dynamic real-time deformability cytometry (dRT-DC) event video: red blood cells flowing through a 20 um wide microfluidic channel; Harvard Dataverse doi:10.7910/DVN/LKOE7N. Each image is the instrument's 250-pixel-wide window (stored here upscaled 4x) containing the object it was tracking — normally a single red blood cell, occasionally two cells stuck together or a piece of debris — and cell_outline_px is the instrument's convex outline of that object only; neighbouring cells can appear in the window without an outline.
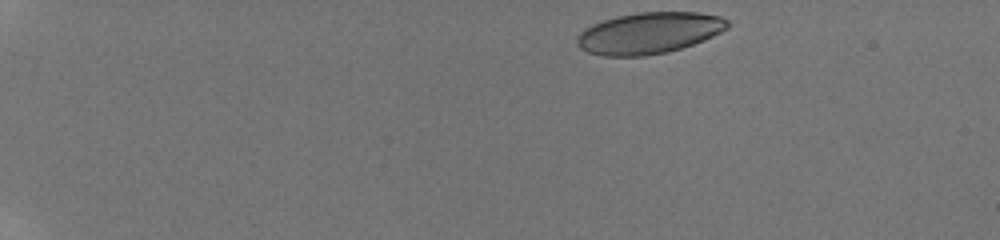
{"species": "human", "species_latin": "Homo sapiens", "temperature_condition": "room temperature", "stored_images_in_passage": 13, "camera_frame_rate_fps": 3000, "um_per_image_px": 0.085, "donor": {"sex": "male"}, "frame": {"image": 1, "passage_image": 1, "time_ms": 0.0, "image_size_px": [1000, 240], "cell_outline_px": [[732, 24], [728, 28], [704, 40], [668, 52], [644, 56], [604, 56], [588, 52], [580, 48], [576, 44], [576, 36], [584, 28], [592, 24], [616, 16], [636, 12], [696, 12], [720, 16], [728, 20]], "centroid_in_image_um": [55.15, 2.8], "position_along_channel_um": 29.8, "area_um2": 36.47}}
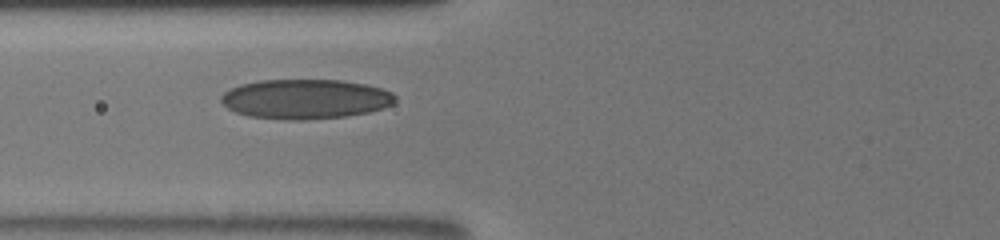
{"frame": {"image": 2, "passage_image": 10, "time_ms": 5.0, "image_size_px": [1000, 240], "cell_outline_px": [[396, 100], [392, 104], [368, 112], [344, 116], [304, 120], [288, 120], [248, 116], [236, 112], [228, 108], [220, 100], [220, 96], [224, 92], [240, 84], [260, 80], [340, 80], [364, 84], [380, 88], [392, 92], [396, 96]], "centroid_in_image_um": [25.93, 8.41], "position_along_channel_um": 99.9, "area_um2": 40.11}}
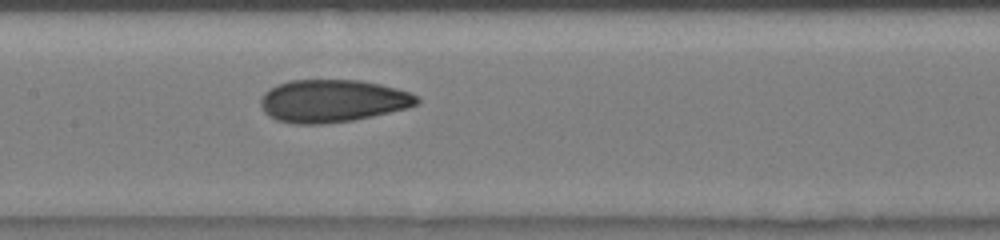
{"frame": {"image": 3, "passage_image": 13, "time_ms": 7.0, "image_size_px": [1000, 240], "cell_outline_px": [[420, 100], [416, 104], [408, 108], [372, 116], [352, 120], [324, 124], [296, 124], [276, 120], [268, 116], [264, 112], [260, 104], [260, 100], [264, 92], [268, 88], [288, 80], [360, 80], [380, 84], [396, 88], [408, 92], [416, 96]], "centroid_in_image_um": [28.22, 8.58], "position_along_channel_um": 179.2, "area_um2": 38.9}}